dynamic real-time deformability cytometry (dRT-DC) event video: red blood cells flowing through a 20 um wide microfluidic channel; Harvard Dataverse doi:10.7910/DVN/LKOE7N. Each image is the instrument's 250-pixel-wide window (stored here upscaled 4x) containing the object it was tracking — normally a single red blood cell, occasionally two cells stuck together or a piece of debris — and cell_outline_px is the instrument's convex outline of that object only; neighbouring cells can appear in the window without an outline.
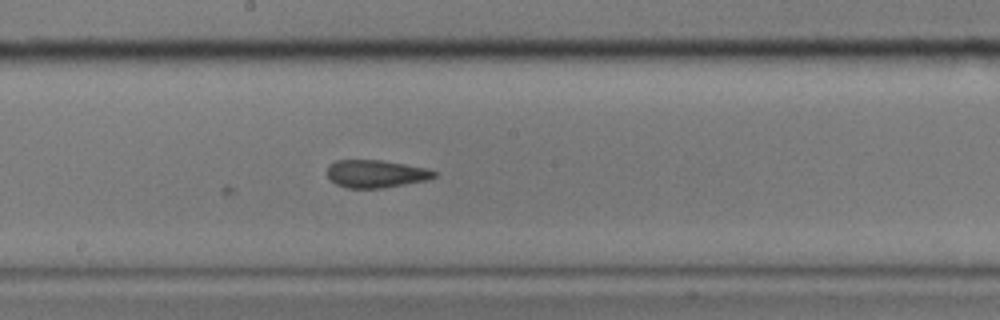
{"species": "common noctule bat (a hibernating species)", "species_latin": "Nyctalus noctula", "temperature_condition": "cold", "stored_images_in_passage": 18, "camera_frame_rate_fps": 3000, "um_per_image_px": 0.085, "animal": {"sex": "male", "body_mass_g": 17.9}, "frame": {"image": 1, "passage_image": 18, "time_ms": 5.667, "image_size_px": [1000, 320], "cell_outline_px": [[436, 176], [428, 180], [380, 188], [348, 188], [336, 184], [328, 176], [328, 164], [336, 160], [380, 160], [428, 168], [436, 172]], "centroid_in_image_um": [31.95, 14.76], "position_along_channel_um": 216.2, "area_um2": 17.17}}